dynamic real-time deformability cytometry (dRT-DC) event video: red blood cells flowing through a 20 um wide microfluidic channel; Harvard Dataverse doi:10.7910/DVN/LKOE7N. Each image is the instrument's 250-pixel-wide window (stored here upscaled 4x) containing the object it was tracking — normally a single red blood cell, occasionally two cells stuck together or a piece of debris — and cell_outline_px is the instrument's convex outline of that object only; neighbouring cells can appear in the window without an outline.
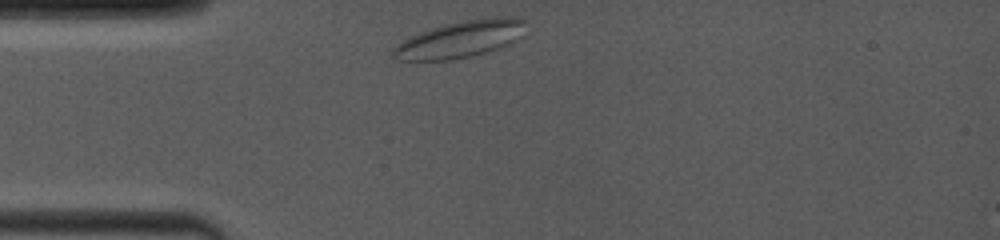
{"species": "common noctule bat (a hibernating species)", "species_latin": "Nyctalus noctula", "temperature_condition": "room temperature", "stored_images_in_passage": 5, "camera_frame_rate_fps": 4000, "um_per_image_px": 0.085, "animal": {"sex": "female", "body_mass_g": 19.0, "forearm_length_mm": 53.3}, "frame": {"image": 1, "passage_image": 1, "time_ms": 0.0, "image_size_px": [1000, 240], "cell_outline_px": [[528, 20], [524, 36], [500, 48], [452, 60], [400, 60], [392, 56], [392, 48], [396, 44], [420, 32], [432, 28], [464, 20], [496, 16], [516, 16]], "centroid_in_image_um": [39.22, 3.31], "position_along_channel_um": 45.8, "area_um2": 28.61}}